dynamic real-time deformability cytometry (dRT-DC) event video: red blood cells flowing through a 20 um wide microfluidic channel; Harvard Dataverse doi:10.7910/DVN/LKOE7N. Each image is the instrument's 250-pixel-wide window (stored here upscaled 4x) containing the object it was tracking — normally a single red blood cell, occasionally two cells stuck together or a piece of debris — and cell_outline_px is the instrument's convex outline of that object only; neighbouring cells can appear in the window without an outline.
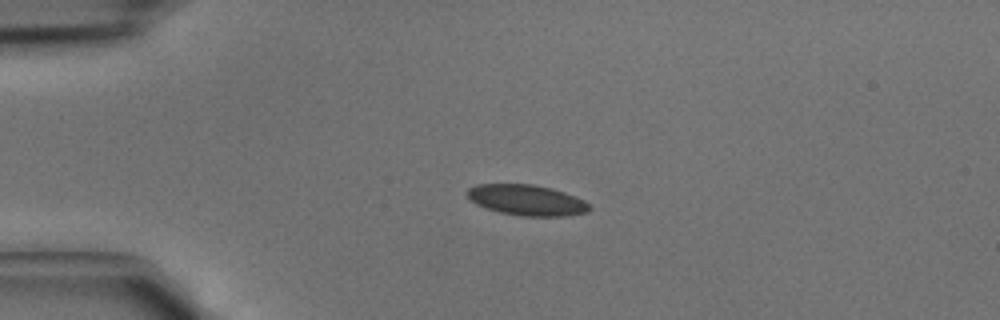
{"species": "common noctule bat (a hibernating species)", "species_latin": "Nyctalus noctula", "temperature_condition": "cold", "stored_images_in_passage": 3, "camera_frame_rate_fps": 3000, "um_per_image_px": 0.085, "animal": {"sex": "male", "body_mass_g": 15.6}, "frame": {"image": 1, "passage_image": 3, "time_ms": 0.667, "image_size_px": [1000, 320], "cell_outline_px": [[592, 208], [588, 212], [564, 216], [520, 216], [500, 212], [476, 204], [468, 196], [468, 188], [476, 184], [532, 184], [552, 188], [564, 192], [584, 200]], "centroid_in_image_um": [44.8, 17.01], "position_along_channel_um": 40.2, "area_um2": 21.73}}